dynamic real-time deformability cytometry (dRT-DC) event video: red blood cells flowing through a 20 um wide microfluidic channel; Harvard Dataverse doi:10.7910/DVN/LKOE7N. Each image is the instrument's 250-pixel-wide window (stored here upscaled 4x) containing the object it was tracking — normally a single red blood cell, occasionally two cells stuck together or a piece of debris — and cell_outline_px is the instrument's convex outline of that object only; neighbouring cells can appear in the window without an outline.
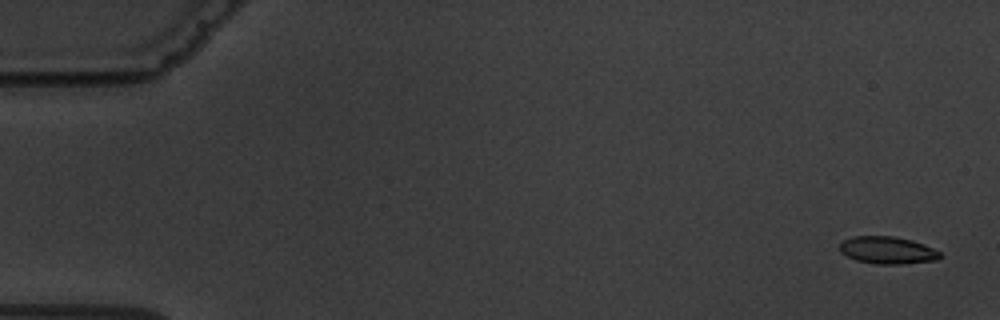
{"species": "common noctule bat (a hibernating species)", "species_latin": "Nyctalus noctula", "temperature_condition": "warm", "stored_images_in_passage": 5, "camera_frame_rate_fps": 3000, "um_per_image_px": 0.085, "animal": {"sex": "male", "body_mass_g": 19.5, "forearm_length_mm": 54.6}, "frame": {"image": 1, "passage_image": 1, "time_ms": 0.0, "image_size_px": [1000, 320], "cell_outline_px": [[940, 256], [936, 260], [904, 264], [876, 264], [856, 260], [840, 252], [840, 244], [844, 240], [852, 236], [896, 236], [912, 240], [924, 244], [940, 252]], "centroid_in_image_um": [75.43, 21.26], "position_along_channel_um": 9.6, "area_um2": 15.95}}